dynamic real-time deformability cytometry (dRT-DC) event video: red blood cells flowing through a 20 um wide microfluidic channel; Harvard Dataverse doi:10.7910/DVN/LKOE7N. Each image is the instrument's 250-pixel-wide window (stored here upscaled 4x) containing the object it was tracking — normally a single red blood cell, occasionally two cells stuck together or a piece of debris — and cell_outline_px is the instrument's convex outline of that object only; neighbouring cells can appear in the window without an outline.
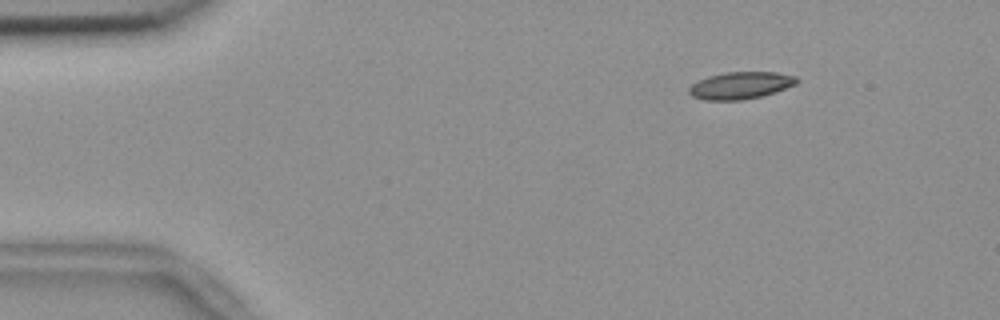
{"species": "common noctule bat (a hibernating species)", "species_latin": "Nyctalus noctula", "temperature_condition": "room temperature", "stored_images_in_passage": 53, "camera_frame_rate_fps": 3000, "um_per_image_px": 0.085, "animal": {"sex": "female", "body_mass_g": 18.4}, "frame": {"image": 1, "passage_image": 5, "time_ms": 1.333, "image_size_px": [1000, 320], "cell_outline_px": [[800, 80], [796, 84], [776, 92], [764, 96], [744, 100], [704, 100], [692, 96], [688, 92], [688, 88], [692, 84], [708, 76], [728, 72], [776, 72], [796, 76]], "centroid_in_image_um": [62.98, 7.27], "position_along_channel_um": 22.0, "area_um2": 17.17}}
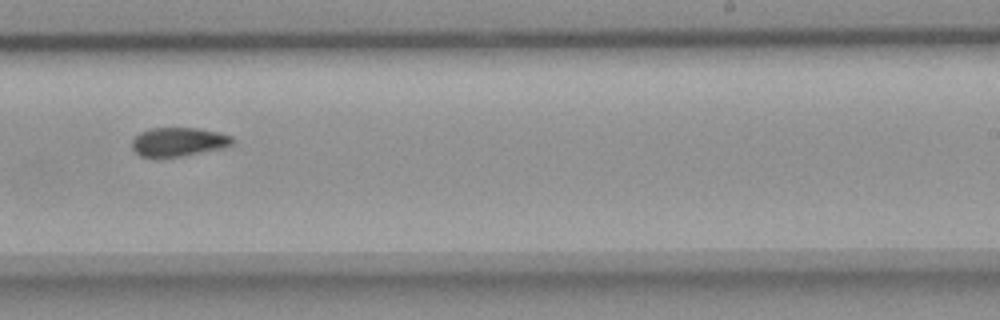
{"frame": {"image": 2, "passage_image": 32, "time_ms": 10.333, "image_size_px": [1000, 320], "cell_outline_px": [[236, 140], [232, 144], [224, 148], [160, 160], [156, 160], [140, 156], [132, 148], [132, 140], [140, 132], [152, 128], [196, 128], [216, 132], [232, 136]], "centroid_in_image_um": [15.14, 12.1], "position_along_channel_um": 273.9, "area_um2": 17.34}}
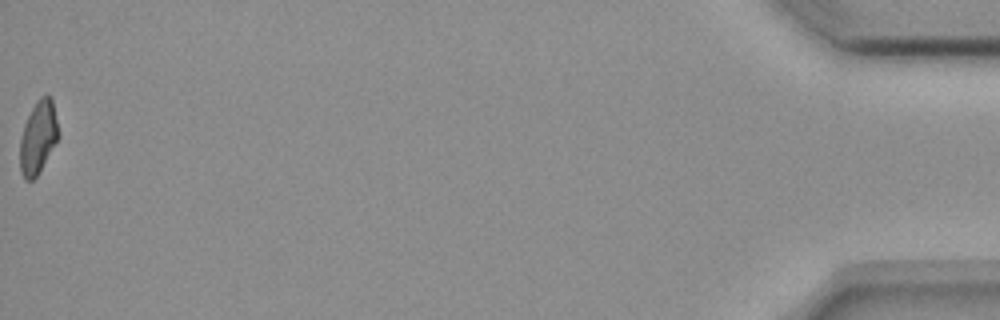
{"frame": {"image": 3, "passage_image": 53, "time_ms": 17.333, "image_size_px": [1000, 320], "cell_outline_px": [[60, 136], [36, 176], [32, 180], [24, 180], [20, 172], [20, 140], [24, 124], [36, 100], [40, 96], [52, 96]], "centroid_in_image_um": [3.24, 11.65], "position_along_channel_um": 432.0, "area_um2": 16.3}, "authors_computed_cell_mechanics": {"area_um2": 17.1666, "velocity_mm_per_s": 3.6869, "shape_relaxation_time_tau1_ms": 8.9378, "shape_relaxation_time_tau2_ms": 4.8083, "deformation_change_tau1": 0.1917, "deformation_change_tau2": 0.1002}}